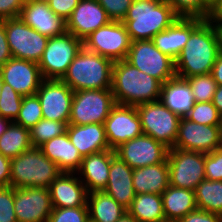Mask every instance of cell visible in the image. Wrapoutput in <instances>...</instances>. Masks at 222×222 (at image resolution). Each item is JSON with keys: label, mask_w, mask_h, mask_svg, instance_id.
<instances>
[{"label": "cell", "mask_w": 222, "mask_h": 222, "mask_svg": "<svg viewBox=\"0 0 222 222\" xmlns=\"http://www.w3.org/2000/svg\"><path fill=\"white\" fill-rule=\"evenodd\" d=\"M220 54L219 39L213 22L203 20L175 60V74L186 79L196 75L210 74Z\"/></svg>", "instance_id": "6da1fadb"}, {"label": "cell", "mask_w": 222, "mask_h": 222, "mask_svg": "<svg viewBox=\"0 0 222 222\" xmlns=\"http://www.w3.org/2000/svg\"><path fill=\"white\" fill-rule=\"evenodd\" d=\"M162 85L126 60L114 61L111 90L116 104L136 106L160 100Z\"/></svg>", "instance_id": "7a4b0ae2"}, {"label": "cell", "mask_w": 222, "mask_h": 222, "mask_svg": "<svg viewBox=\"0 0 222 222\" xmlns=\"http://www.w3.org/2000/svg\"><path fill=\"white\" fill-rule=\"evenodd\" d=\"M177 18L166 0H133L122 22L132 41L151 40Z\"/></svg>", "instance_id": "3957f363"}, {"label": "cell", "mask_w": 222, "mask_h": 222, "mask_svg": "<svg viewBox=\"0 0 222 222\" xmlns=\"http://www.w3.org/2000/svg\"><path fill=\"white\" fill-rule=\"evenodd\" d=\"M114 61L84 47L61 79L73 91L111 89Z\"/></svg>", "instance_id": "277c9868"}, {"label": "cell", "mask_w": 222, "mask_h": 222, "mask_svg": "<svg viewBox=\"0 0 222 222\" xmlns=\"http://www.w3.org/2000/svg\"><path fill=\"white\" fill-rule=\"evenodd\" d=\"M61 173L58 165L46 157L40 148L32 147L11 159L10 186L49 188Z\"/></svg>", "instance_id": "5b68a950"}, {"label": "cell", "mask_w": 222, "mask_h": 222, "mask_svg": "<svg viewBox=\"0 0 222 222\" xmlns=\"http://www.w3.org/2000/svg\"><path fill=\"white\" fill-rule=\"evenodd\" d=\"M142 132L169 149L176 142L181 117L160 100L136 105Z\"/></svg>", "instance_id": "8992f818"}, {"label": "cell", "mask_w": 222, "mask_h": 222, "mask_svg": "<svg viewBox=\"0 0 222 222\" xmlns=\"http://www.w3.org/2000/svg\"><path fill=\"white\" fill-rule=\"evenodd\" d=\"M82 48L83 41L67 31L50 37L38 62L43 78L61 80Z\"/></svg>", "instance_id": "52a82bcc"}, {"label": "cell", "mask_w": 222, "mask_h": 222, "mask_svg": "<svg viewBox=\"0 0 222 222\" xmlns=\"http://www.w3.org/2000/svg\"><path fill=\"white\" fill-rule=\"evenodd\" d=\"M115 105L116 102L111 89L74 91L68 124H104Z\"/></svg>", "instance_id": "ba28073f"}, {"label": "cell", "mask_w": 222, "mask_h": 222, "mask_svg": "<svg viewBox=\"0 0 222 222\" xmlns=\"http://www.w3.org/2000/svg\"><path fill=\"white\" fill-rule=\"evenodd\" d=\"M126 61L162 84L176 76L175 61L162 53L152 40L132 41Z\"/></svg>", "instance_id": "9c48e42d"}, {"label": "cell", "mask_w": 222, "mask_h": 222, "mask_svg": "<svg viewBox=\"0 0 222 222\" xmlns=\"http://www.w3.org/2000/svg\"><path fill=\"white\" fill-rule=\"evenodd\" d=\"M131 43L125 24L110 21L87 36L83 40V47L112 61H119L126 60Z\"/></svg>", "instance_id": "30bf717a"}, {"label": "cell", "mask_w": 222, "mask_h": 222, "mask_svg": "<svg viewBox=\"0 0 222 222\" xmlns=\"http://www.w3.org/2000/svg\"><path fill=\"white\" fill-rule=\"evenodd\" d=\"M169 185L195 191L205 180V153L171 148L168 151Z\"/></svg>", "instance_id": "8fae6325"}, {"label": "cell", "mask_w": 222, "mask_h": 222, "mask_svg": "<svg viewBox=\"0 0 222 222\" xmlns=\"http://www.w3.org/2000/svg\"><path fill=\"white\" fill-rule=\"evenodd\" d=\"M5 32L12 57L40 61L48 37L28 26L20 17L5 20Z\"/></svg>", "instance_id": "7c38bea8"}, {"label": "cell", "mask_w": 222, "mask_h": 222, "mask_svg": "<svg viewBox=\"0 0 222 222\" xmlns=\"http://www.w3.org/2000/svg\"><path fill=\"white\" fill-rule=\"evenodd\" d=\"M221 146L219 125H203L181 117L173 148L208 154Z\"/></svg>", "instance_id": "4fadbf2b"}, {"label": "cell", "mask_w": 222, "mask_h": 222, "mask_svg": "<svg viewBox=\"0 0 222 222\" xmlns=\"http://www.w3.org/2000/svg\"><path fill=\"white\" fill-rule=\"evenodd\" d=\"M114 151L130 168L136 169L165 162L169 148L151 136L142 134L121 144Z\"/></svg>", "instance_id": "5bb4252c"}, {"label": "cell", "mask_w": 222, "mask_h": 222, "mask_svg": "<svg viewBox=\"0 0 222 222\" xmlns=\"http://www.w3.org/2000/svg\"><path fill=\"white\" fill-rule=\"evenodd\" d=\"M36 95L44 119L69 122L74 91L62 80L44 79Z\"/></svg>", "instance_id": "9a60e30c"}, {"label": "cell", "mask_w": 222, "mask_h": 222, "mask_svg": "<svg viewBox=\"0 0 222 222\" xmlns=\"http://www.w3.org/2000/svg\"><path fill=\"white\" fill-rule=\"evenodd\" d=\"M111 150L143 134L136 106L116 104L104 122Z\"/></svg>", "instance_id": "2e32d148"}, {"label": "cell", "mask_w": 222, "mask_h": 222, "mask_svg": "<svg viewBox=\"0 0 222 222\" xmlns=\"http://www.w3.org/2000/svg\"><path fill=\"white\" fill-rule=\"evenodd\" d=\"M14 209L17 222H48L52 213L48 188H14Z\"/></svg>", "instance_id": "e0dca14e"}, {"label": "cell", "mask_w": 222, "mask_h": 222, "mask_svg": "<svg viewBox=\"0 0 222 222\" xmlns=\"http://www.w3.org/2000/svg\"><path fill=\"white\" fill-rule=\"evenodd\" d=\"M3 81L22 96L34 95L44 80L36 62L12 57L0 67Z\"/></svg>", "instance_id": "ac0fdd59"}, {"label": "cell", "mask_w": 222, "mask_h": 222, "mask_svg": "<svg viewBox=\"0 0 222 222\" xmlns=\"http://www.w3.org/2000/svg\"><path fill=\"white\" fill-rule=\"evenodd\" d=\"M110 21L106 10L97 0H80L66 21V30L83 41Z\"/></svg>", "instance_id": "d6986e66"}, {"label": "cell", "mask_w": 222, "mask_h": 222, "mask_svg": "<svg viewBox=\"0 0 222 222\" xmlns=\"http://www.w3.org/2000/svg\"><path fill=\"white\" fill-rule=\"evenodd\" d=\"M28 26L50 38L64 34L66 21L57 16L47 0H26L19 16Z\"/></svg>", "instance_id": "ffe728a7"}, {"label": "cell", "mask_w": 222, "mask_h": 222, "mask_svg": "<svg viewBox=\"0 0 222 222\" xmlns=\"http://www.w3.org/2000/svg\"><path fill=\"white\" fill-rule=\"evenodd\" d=\"M75 173L62 172L49 189L51 203L56 208L87 206L88 191Z\"/></svg>", "instance_id": "44dd1931"}, {"label": "cell", "mask_w": 222, "mask_h": 222, "mask_svg": "<svg viewBox=\"0 0 222 222\" xmlns=\"http://www.w3.org/2000/svg\"><path fill=\"white\" fill-rule=\"evenodd\" d=\"M202 21L203 19L200 18L178 17L170 27L156 34L151 40L162 53L175 61L187 43L191 32Z\"/></svg>", "instance_id": "7402d4cb"}, {"label": "cell", "mask_w": 222, "mask_h": 222, "mask_svg": "<svg viewBox=\"0 0 222 222\" xmlns=\"http://www.w3.org/2000/svg\"><path fill=\"white\" fill-rule=\"evenodd\" d=\"M114 150H104L83 157L81 166L77 171L88 193L103 191L108 183L111 160L115 156ZM85 179V180H84Z\"/></svg>", "instance_id": "603a6c76"}, {"label": "cell", "mask_w": 222, "mask_h": 222, "mask_svg": "<svg viewBox=\"0 0 222 222\" xmlns=\"http://www.w3.org/2000/svg\"><path fill=\"white\" fill-rule=\"evenodd\" d=\"M132 177L133 169L115 155L111 160L108 183L103 191L126 209L131 206L136 195Z\"/></svg>", "instance_id": "cb8c5ba5"}, {"label": "cell", "mask_w": 222, "mask_h": 222, "mask_svg": "<svg viewBox=\"0 0 222 222\" xmlns=\"http://www.w3.org/2000/svg\"><path fill=\"white\" fill-rule=\"evenodd\" d=\"M67 135L82 157L109 150L104 124H68Z\"/></svg>", "instance_id": "d4e9b609"}, {"label": "cell", "mask_w": 222, "mask_h": 222, "mask_svg": "<svg viewBox=\"0 0 222 222\" xmlns=\"http://www.w3.org/2000/svg\"><path fill=\"white\" fill-rule=\"evenodd\" d=\"M39 148L46 157L58 165L62 172L75 173L81 166L83 157L71 143L67 132L52 138Z\"/></svg>", "instance_id": "484cf974"}, {"label": "cell", "mask_w": 222, "mask_h": 222, "mask_svg": "<svg viewBox=\"0 0 222 222\" xmlns=\"http://www.w3.org/2000/svg\"><path fill=\"white\" fill-rule=\"evenodd\" d=\"M132 184L135 194L162 195L169 186V165L165 162L133 169Z\"/></svg>", "instance_id": "4316f807"}, {"label": "cell", "mask_w": 222, "mask_h": 222, "mask_svg": "<svg viewBox=\"0 0 222 222\" xmlns=\"http://www.w3.org/2000/svg\"><path fill=\"white\" fill-rule=\"evenodd\" d=\"M160 101L180 117H185L195 103L187 80L177 76L162 85Z\"/></svg>", "instance_id": "83f0119b"}, {"label": "cell", "mask_w": 222, "mask_h": 222, "mask_svg": "<svg viewBox=\"0 0 222 222\" xmlns=\"http://www.w3.org/2000/svg\"><path fill=\"white\" fill-rule=\"evenodd\" d=\"M161 197L166 222H178L197 209L193 190L169 185Z\"/></svg>", "instance_id": "f1b7e54d"}, {"label": "cell", "mask_w": 222, "mask_h": 222, "mask_svg": "<svg viewBox=\"0 0 222 222\" xmlns=\"http://www.w3.org/2000/svg\"><path fill=\"white\" fill-rule=\"evenodd\" d=\"M89 222H117L127 209L104 191L88 193Z\"/></svg>", "instance_id": "f546056e"}, {"label": "cell", "mask_w": 222, "mask_h": 222, "mask_svg": "<svg viewBox=\"0 0 222 222\" xmlns=\"http://www.w3.org/2000/svg\"><path fill=\"white\" fill-rule=\"evenodd\" d=\"M127 211L138 222H166L162 197L159 194H136Z\"/></svg>", "instance_id": "4dcf8cb0"}, {"label": "cell", "mask_w": 222, "mask_h": 222, "mask_svg": "<svg viewBox=\"0 0 222 222\" xmlns=\"http://www.w3.org/2000/svg\"><path fill=\"white\" fill-rule=\"evenodd\" d=\"M31 148L29 129L14 122L0 136V153L10 159Z\"/></svg>", "instance_id": "1f68e13d"}, {"label": "cell", "mask_w": 222, "mask_h": 222, "mask_svg": "<svg viewBox=\"0 0 222 222\" xmlns=\"http://www.w3.org/2000/svg\"><path fill=\"white\" fill-rule=\"evenodd\" d=\"M197 209L222 216V181L202 180L195 189Z\"/></svg>", "instance_id": "d6a6232c"}, {"label": "cell", "mask_w": 222, "mask_h": 222, "mask_svg": "<svg viewBox=\"0 0 222 222\" xmlns=\"http://www.w3.org/2000/svg\"><path fill=\"white\" fill-rule=\"evenodd\" d=\"M67 126V122L41 119L36 125L29 129L32 147L39 148L52 138L63 135L67 131Z\"/></svg>", "instance_id": "836d02e7"}, {"label": "cell", "mask_w": 222, "mask_h": 222, "mask_svg": "<svg viewBox=\"0 0 222 222\" xmlns=\"http://www.w3.org/2000/svg\"><path fill=\"white\" fill-rule=\"evenodd\" d=\"M178 17L209 19L212 8L206 0H166Z\"/></svg>", "instance_id": "e575fe53"}, {"label": "cell", "mask_w": 222, "mask_h": 222, "mask_svg": "<svg viewBox=\"0 0 222 222\" xmlns=\"http://www.w3.org/2000/svg\"><path fill=\"white\" fill-rule=\"evenodd\" d=\"M41 119H43V115L37 95L23 96L19 114L14 123L30 129Z\"/></svg>", "instance_id": "d590c367"}, {"label": "cell", "mask_w": 222, "mask_h": 222, "mask_svg": "<svg viewBox=\"0 0 222 222\" xmlns=\"http://www.w3.org/2000/svg\"><path fill=\"white\" fill-rule=\"evenodd\" d=\"M191 87L195 102H211L217 89V83L211 74L186 78Z\"/></svg>", "instance_id": "8d00e7d4"}, {"label": "cell", "mask_w": 222, "mask_h": 222, "mask_svg": "<svg viewBox=\"0 0 222 222\" xmlns=\"http://www.w3.org/2000/svg\"><path fill=\"white\" fill-rule=\"evenodd\" d=\"M23 96L3 83L0 96V116L14 122L18 117Z\"/></svg>", "instance_id": "74e56055"}, {"label": "cell", "mask_w": 222, "mask_h": 222, "mask_svg": "<svg viewBox=\"0 0 222 222\" xmlns=\"http://www.w3.org/2000/svg\"><path fill=\"white\" fill-rule=\"evenodd\" d=\"M185 118L203 125H220L221 115L212 101L195 102Z\"/></svg>", "instance_id": "f35d334b"}, {"label": "cell", "mask_w": 222, "mask_h": 222, "mask_svg": "<svg viewBox=\"0 0 222 222\" xmlns=\"http://www.w3.org/2000/svg\"><path fill=\"white\" fill-rule=\"evenodd\" d=\"M48 222H89L88 206L74 208L53 207Z\"/></svg>", "instance_id": "ab89813d"}, {"label": "cell", "mask_w": 222, "mask_h": 222, "mask_svg": "<svg viewBox=\"0 0 222 222\" xmlns=\"http://www.w3.org/2000/svg\"><path fill=\"white\" fill-rule=\"evenodd\" d=\"M0 222H17L12 186L0 187Z\"/></svg>", "instance_id": "60d3db41"}, {"label": "cell", "mask_w": 222, "mask_h": 222, "mask_svg": "<svg viewBox=\"0 0 222 222\" xmlns=\"http://www.w3.org/2000/svg\"><path fill=\"white\" fill-rule=\"evenodd\" d=\"M205 179L222 181V146L205 154Z\"/></svg>", "instance_id": "b9f144b4"}, {"label": "cell", "mask_w": 222, "mask_h": 222, "mask_svg": "<svg viewBox=\"0 0 222 222\" xmlns=\"http://www.w3.org/2000/svg\"><path fill=\"white\" fill-rule=\"evenodd\" d=\"M100 5L106 10V13L111 21L122 22L132 5L133 0H97Z\"/></svg>", "instance_id": "7bdbcfd3"}, {"label": "cell", "mask_w": 222, "mask_h": 222, "mask_svg": "<svg viewBox=\"0 0 222 222\" xmlns=\"http://www.w3.org/2000/svg\"><path fill=\"white\" fill-rule=\"evenodd\" d=\"M26 0H0V21L18 18Z\"/></svg>", "instance_id": "ee69618b"}, {"label": "cell", "mask_w": 222, "mask_h": 222, "mask_svg": "<svg viewBox=\"0 0 222 222\" xmlns=\"http://www.w3.org/2000/svg\"><path fill=\"white\" fill-rule=\"evenodd\" d=\"M80 0H47L49 8L65 21L71 16Z\"/></svg>", "instance_id": "f6af8a7d"}, {"label": "cell", "mask_w": 222, "mask_h": 222, "mask_svg": "<svg viewBox=\"0 0 222 222\" xmlns=\"http://www.w3.org/2000/svg\"><path fill=\"white\" fill-rule=\"evenodd\" d=\"M178 222H222V216L196 209L189 212Z\"/></svg>", "instance_id": "bcb514c9"}, {"label": "cell", "mask_w": 222, "mask_h": 222, "mask_svg": "<svg viewBox=\"0 0 222 222\" xmlns=\"http://www.w3.org/2000/svg\"><path fill=\"white\" fill-rule=\"evenodd\" d=\"M12 58V53L7 42L5 20L0 21V67Z\"/></svg>", "instance_id": "7dc6e473"}, {"label": "cell", "mask_w": 222, "mask_h": 222, "mask_svg": "<svg viewBox=\"0 0 222 222\" xmlns=\"http://www.w3.org/2000/svg\"><path fill=\"white\" fill-rule=\"evenodd\" d=\"M11 159L0 153V187L10 186Z\"/></svg>", "instance_id": "c3c4849f"}, {"label": "cell", "mask_w": 222, "mask_h": 222, "mask_svg": "<svg viewBox=\"0 0 222 222\" xmlns=\"http://www.w3.org/2000/svg\"><path fill=\"white\" fill-rule=\"evenodd\" d=\"M212 77L217 85H222V53H220L211 70Z\"/></svg>", "instance_id": "681fc988"}, {"label": "cell", "mask_w": 222, "mask_h": 222, "mask_svg": "<svg viewBox=\"0 0 222 222\" xmlns=\"http://www.w3.org/2000/svg\"><path fill=\"white\" fill-rule=\"evenodd\" d=\"M209 20L211 22H222V0H220L212 9Z\"/></svg>", "instance_id": "f907efd6"}, {"label": "cell", "mask_w": 222, "mask_h": 222, "mask_svg": "<svg viewBox=\"0 0 222 222\" xmlns=\"http://www.w3.org/2000/svg\"><path fill=\"white\" fill-rule=\"evenodd\" d=\"M212 102L219 114L222 115V85L217 86Z\"/></svg>", "instance_id": "816d5d0a"}, {"label": "cell", "mask_w": 222, "mask_h": 222, "mask_svg": "<svg viewBox=\"0 0 222 222\" xmlns=\"http://www.w3.org/2000/svg\"><path fill=\"white\" fill-rule=\"evenodd\" d=\"M213 23H215L214 26L219 39L220 53H222V22H213Z\"/></svg>", "instance_id": "f5cc1de1"}, {"label": "cell", "mask_w": 222, "mask_h": 222, "mask_svg": "<svg viewBox=\"0 0 222 222\" xmlns=\"http://www.w3.org/2000/svg\"><path fill=\"white\" fill-rule=\"evenodd\" d=\"M11 121L0 116V136L6 131Z\"/></svg>", "instance_id": "db71d44e"}, {"label": "cell", "mask_w": 222, "mask_h": 222, "mask_svg": "<svg viewBox=\"0 0 222 222\" xmlns=\"http://www.w3.org/2000/svg\"><path fill=\"white\" fill-rule=\"evenodd\" d=\"M117 222H138L128 211Z\"/></svg>", "instance_id": "11a10c76"}, {"label": "cell", "mask_w": 222, "mask_h": 222, "mask_svg": "<svg viewBox=\"0 0 222 222\" xmlns=\"http://www.w3.org/2000/svg\"><path fill=\"white\" fill-rule=\"evenodd\" d=\"M220 0H206V3L213 9Z\"/></svg>", "instance_id": "9f6ffc18"}, {"label": "cell", "mask_w": 222, "mask_h": 222, "mask_svg": "<svg viewBox=\"0 0 222 222\" xmlns=\"http://www.w3.org/2000/svg\"><path fill=\"white\" fill-rule=\"evenodd\" d=\"M3 83H4V81H3L2 73H1V70H0V96H1Z\"/></svg>", "instance_id": "6f0895ef"}, {"label": "cell", "mask_w": 222, "mask_h": 222, "mask_svg": "<svg viewBox=\"0 0 222 222\" xmlns=\"http://www.w3.org/2000/svg\"><path fill=\"white\" fill-rule=\"evenodd\" d=\"M219 127H220L221 136H222V115H221V118H220V125H219Z\"/></svg>", "instance_id": "680465c9"}]
</instances>
